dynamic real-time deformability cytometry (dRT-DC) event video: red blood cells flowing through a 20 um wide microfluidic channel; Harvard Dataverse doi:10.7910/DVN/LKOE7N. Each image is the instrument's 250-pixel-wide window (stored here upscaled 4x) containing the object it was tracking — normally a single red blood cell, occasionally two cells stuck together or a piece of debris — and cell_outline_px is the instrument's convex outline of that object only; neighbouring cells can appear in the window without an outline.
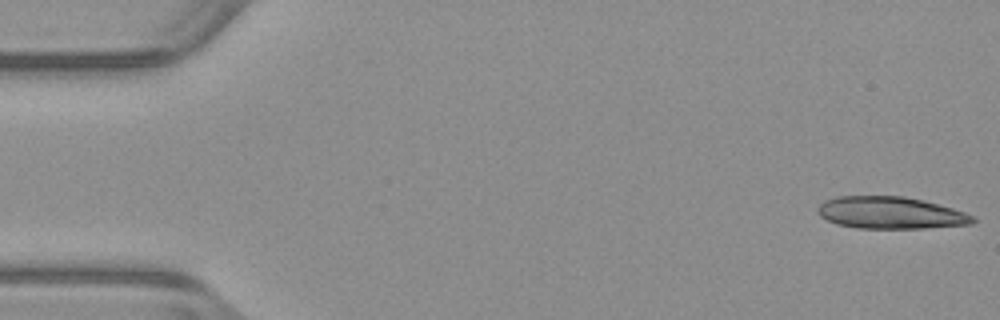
{"species": "common noctule bat (a hibernating species)", "species_latin": "Nyctalus noctula", "temperature_condition": "warm", "stored_images_in_passage": 15, "camera_frame_rate_fps": 3000, "um_per_image_px": 0.085, "animal": {"sex": "male", "body_mass_g": 23.1, "forearm_length_mm": 52.7}, "frame": {"image": 1, "passage_image": 1, "time_ms": 0.0, "image_size_px": [1000, 320], "cell_outline_px": [[976, 220], [972, 224], [924, 228], [856, 228], [836, 224], [820, 216], [816, 212], [816, 208], [824, 200], [836, 196], [904, 196], [924, 200], [952, 208], [976, 216]], "centroid_in_image_um": [75.68, 18.08], "position_along_channel_um": 9.3, "area_um2": 29.19}}